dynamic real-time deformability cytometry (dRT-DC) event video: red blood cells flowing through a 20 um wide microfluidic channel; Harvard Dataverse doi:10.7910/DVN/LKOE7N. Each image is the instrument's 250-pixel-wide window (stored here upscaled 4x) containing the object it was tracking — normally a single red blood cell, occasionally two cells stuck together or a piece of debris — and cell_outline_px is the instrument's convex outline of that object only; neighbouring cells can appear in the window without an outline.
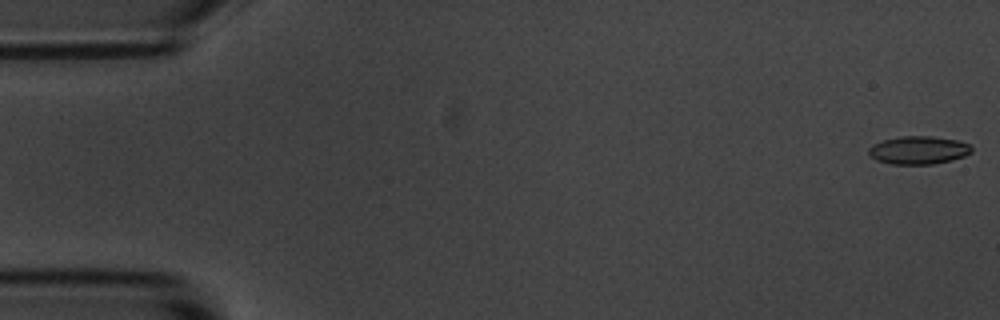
{"species": "common noctule bat (a hibernating species)", "species_latin": "Nyctalus noctula", "temperature_condition": "room temperature", "stored_images_in_passage": 55, "camera_frame_rate_fps": 3000, "um_per_image_px": 0.085, "animal": {"sex": "male", "body_mass_g": 20.1, "forearm_length_mm": 53.5}, "frame": {"image": 1, "passage_image": 1, "time_ms": 0.0, "image_size_px": [1000, 320], "cell_outline_px": [[972, 152], [964, 156], [952, 160], [932, 164], [892, 164], [876, 160], [868, 152], [868, 148], [872, 144], [884, 140], [900, 136], [932, 136], [956, 140], [972, 144]], "centroid_in_image_um": [78.09, 12.76], "position_along_channel_um": 6.9, "area_um2": 16.88}}
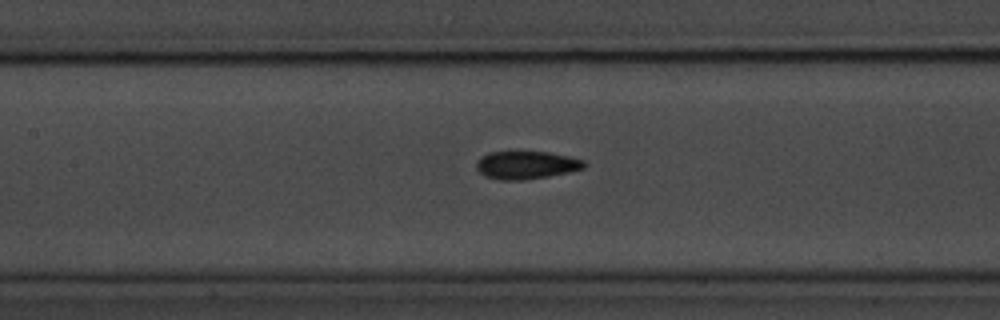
{"frame": {"image": 2, "passage_image": 25, "time_ms": 8.0, "image_size_px": [1000, 320], "cell_outline_px": [[588, 164], [584, 168], [568, 172], [548, 176], [520, 180], [500, 180], [484, 176], [476, 168], [476, 164], [480, 156], [488, 152], [548, 152], [568, 156], [584, 160]], "centroid_in_image_um": [44.72, 14.02], "position_along_channel_um": 162.7, "area_um2": 17.51}}
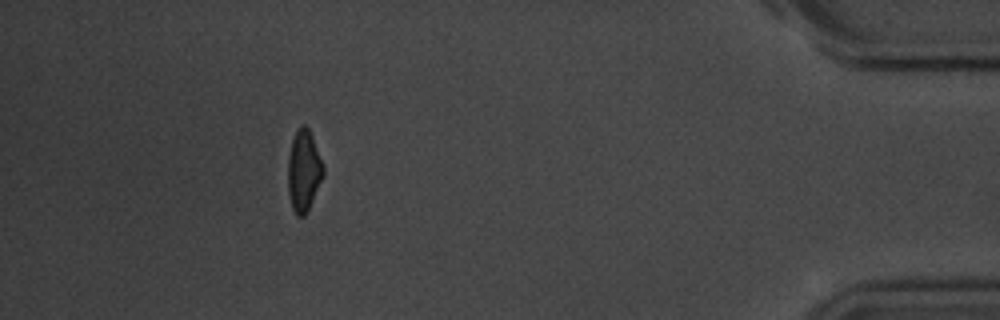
{"frame": {"image": 3, "passage_image": 50, "time_ms": 16.333, "image_size_px": [1000, 320], "cell_outline_px": [[324, 176], [304, 216], [296, 216], [292, 208], [288, 192], [288, 156], [292, 140], [300, 124], [304, 124], [308, 128], [312, 136], [324, 168]], "centroid_in_image_um": [25.8, 14.51], "position_along_channel_um": 409.4, "area_um2": 16.59}, "authors_computed_cell_mechanics": {"area_um2": 17.1666, "velocity_mm_per_s": 3.6449, "shape_relaxation_time_tau1_ms": 3.5214, "shape_relaxation_time_tau2_ms": 2.6858, "deformation_change_tau1": 0.1225, "deformation_change_tau2": 0.0763}}